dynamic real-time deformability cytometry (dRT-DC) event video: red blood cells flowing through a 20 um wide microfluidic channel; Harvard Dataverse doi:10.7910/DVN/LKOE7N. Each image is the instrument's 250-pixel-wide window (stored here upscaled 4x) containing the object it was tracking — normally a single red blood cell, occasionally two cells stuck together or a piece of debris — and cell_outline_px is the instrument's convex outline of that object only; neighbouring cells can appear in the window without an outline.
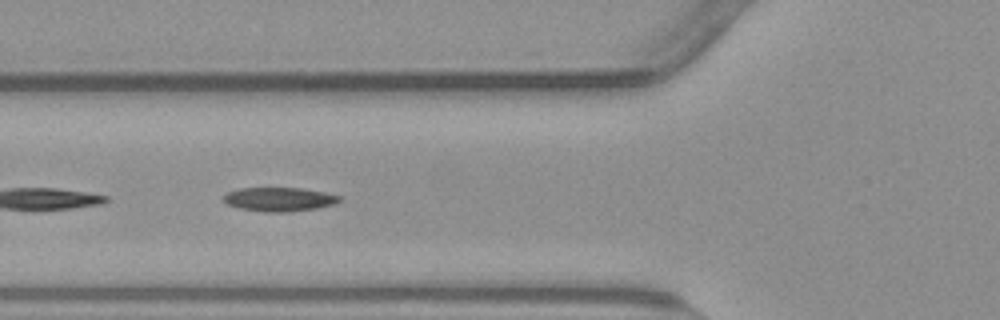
{"species": "common noctule bat (a hibernating species)", "species_latin": "Nyctalus noctula", "temperature_condition": "warm", "stored_images_in_passage": 29, "camera_frame_rate_fps": 3000, "um_per_image_px": 0.085, "animal": {"sex": "male", "body_mass_g": 23.1, "forearm_length_mm": 52.7}, "frame": {"image": 1, "passage_image": 9, "time_ms": 2.667, "image_size_px": [1000, 320], "cell_outline_px": [[344, 196], [336, 204], [316, 208], [288, 212], [264, 212], [240, 208], [228, 204], [224, 200], [224, 196], [228, 192], [240, 188], [300, 188], [324, 192]], "centroid_in_image_um": [23.79, 16.94], "position_along_channel_um": 102.0, "area_um2": 16.13}}
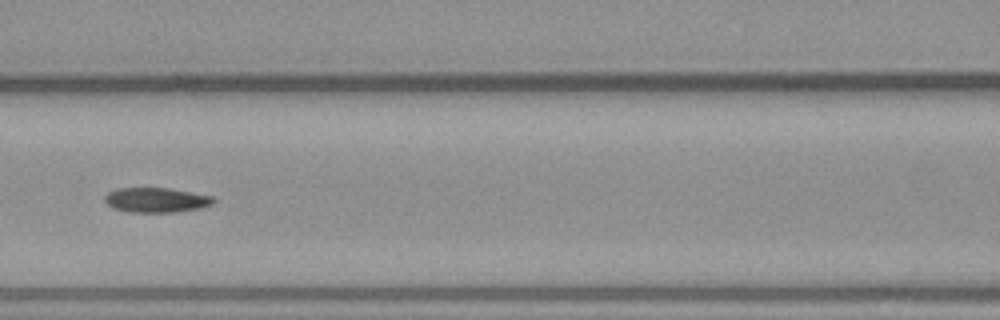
{"frame": {"image": 2, "passage_image": 13, "time_ms": 4.0, "image_size_px": [1000, 320], "cell_outline_px": [[216, 200], [212, 204], [200, 208], [172, 212], [128, 212], [112, 208], [104, 200], [104, 196], [108, 192], [120, 188], [168, 188], [192, 192], [212, 196]], "centroid_in_image_um": [13.27, 17.0], "position_along_channel_um": 153.3, "area_um2": 15.66}}